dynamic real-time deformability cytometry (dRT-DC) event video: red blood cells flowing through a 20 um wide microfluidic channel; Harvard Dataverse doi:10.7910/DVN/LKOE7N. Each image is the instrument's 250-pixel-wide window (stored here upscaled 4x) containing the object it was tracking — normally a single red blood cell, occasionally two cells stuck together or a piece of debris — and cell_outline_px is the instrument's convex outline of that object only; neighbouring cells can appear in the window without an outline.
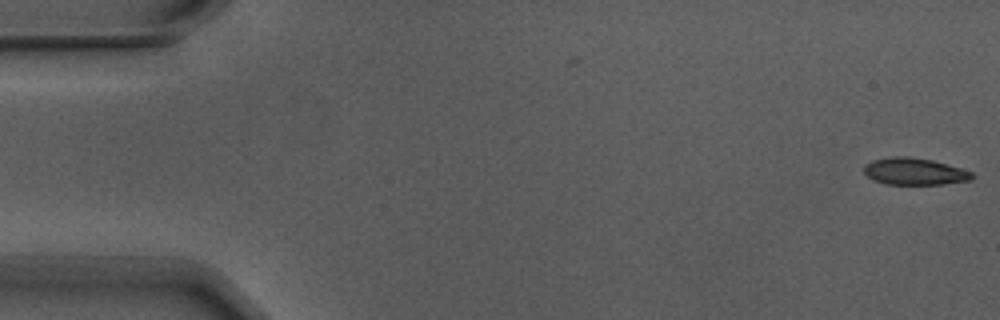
{"species": "Egyptian fruit bat (a non-hibernating species)", "species_latin": "Rousettus aegyptiacus", "temperature_condition": "warm", "stored_images_in_passage": 5, "camera_frame_rate_fps": 3000, "um_per_image_px": 0.085, "animal": {"sex": "male"}, "frame": {"image": 1, "passage_image": 1, "time_ms": 0.0, "image_size_px": [1000, 320], "cell_outline_px": [[972, 180], [944, 184], [888, 184], [872, 180], [864, 172], [864, 164], [872, 160], [892, 156], [908, 156], [932, 160], [960, 168], [972, 172]], "centroid_in_image_um": [77.7, 14.57], "position_along_channel_um": 7.3, "area_um2": 16.94}}
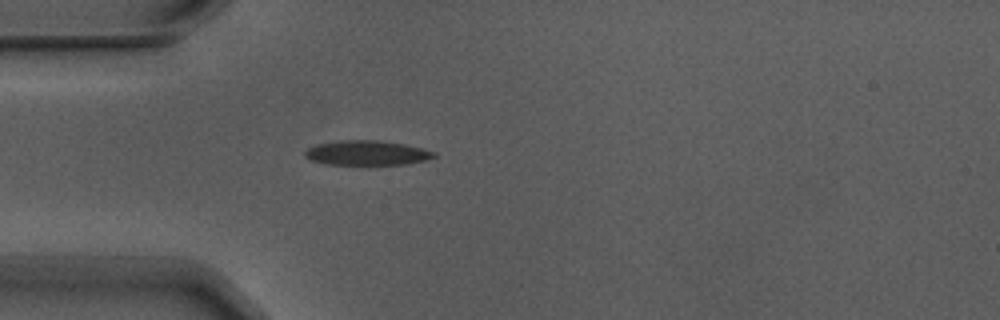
{"frame": {"image": 2, "passage_image": 5, "time_ms": 1.333, "image_size_px": [1000, 320], "cell_outline_px": [[436, 156], [424, 160], [404, 164], [324, 164], [312, 160], [304, 156], [304, 152], [308, 148], [316, 144], [340, 140], [376, 140], [404, 144], [436, 152]], "centroid_in_image_um": [31.14, 12.99], "position_along_channel_um": 53.9, "area_um2": 18.32}}